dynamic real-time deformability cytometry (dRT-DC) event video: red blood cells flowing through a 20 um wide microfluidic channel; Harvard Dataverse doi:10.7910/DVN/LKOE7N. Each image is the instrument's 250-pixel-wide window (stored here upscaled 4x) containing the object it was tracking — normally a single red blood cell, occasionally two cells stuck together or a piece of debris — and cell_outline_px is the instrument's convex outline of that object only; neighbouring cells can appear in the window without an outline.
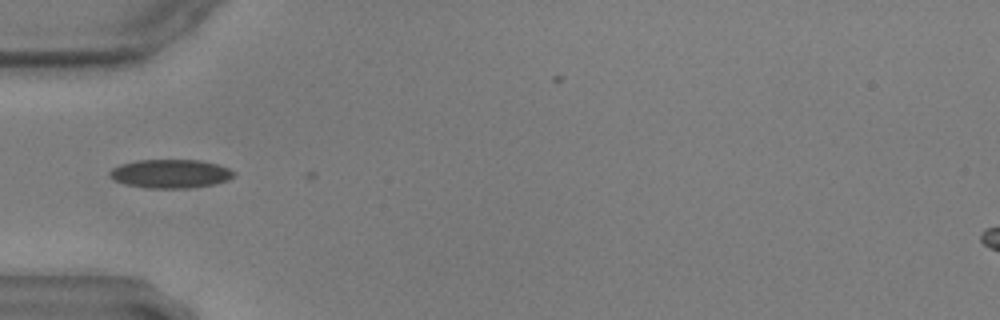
{"species": "common noctule bat (a hibernating species)", "species_latin": "Nyctalus noctula", "temperature_condition": "warm", "stored_images_in_passage": 4, "camera_frame_rate_fps": 3000, "um_per_image_px": 0.085, "animal": {"sex": "male", "body_mass_g": 17.9, "forearm_length_mm": 54.2}, "frame": {"image": 1, "passage_image": 1, "time_ms": 0.0, "image_size_px": [1000, 320], "cell_outline_px": [[236, 176], [228, 180], [216, 184], [188, 188], [144, 188], [124, 184], [112, 180], [108, 176], [108, 172], [112, 168], [120, 164], [140, 160], [200, 160], [216, 164], [228, 168], [236, 172]], "centroid_in_image_um": [14.47, 14.77], "position_along_channel_um": 70.5, "area_um2": 21.04}}